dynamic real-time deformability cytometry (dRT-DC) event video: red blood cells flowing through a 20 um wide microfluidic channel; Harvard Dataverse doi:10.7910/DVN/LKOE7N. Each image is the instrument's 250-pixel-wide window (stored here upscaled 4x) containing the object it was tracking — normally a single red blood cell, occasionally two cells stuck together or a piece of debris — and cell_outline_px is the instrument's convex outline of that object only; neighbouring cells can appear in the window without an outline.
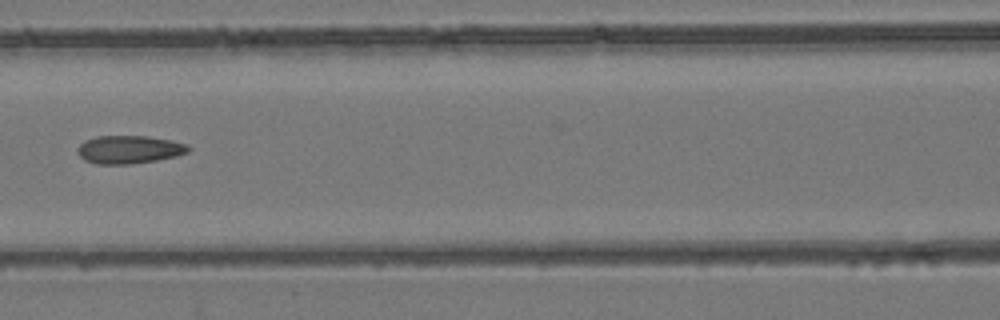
{"species": "common noctule bat (a hibernating species)", "species_latin": "Nyctalus noctula", "temperature_condition": "room temperature", "stored_images_in_passage": 4, "camera_frame_rate_fps": 3000, "um_per_image_px": 0.085, "animal": {"sex": "female", "body_mass_g": 24.6, "forearm_length_mm": 56.2}, "frame": {"image": 1, "passage_image": 4, "time_ms": 1.0, "image_size_px": [1000, 320], "cell_outline_px": [[192, 148], [188, 152], [176, 156], [156, 160], [132, 164], [96, 164], [84, 160], [76, 152], [76, 148], [84, 140], [96, 136], [148, 136], [172, 140], [188, 144]], "centroid_in_image_um": [10.97, 12.7], "position_along_channel_um": 155.6, "area_um2": 18.38}}